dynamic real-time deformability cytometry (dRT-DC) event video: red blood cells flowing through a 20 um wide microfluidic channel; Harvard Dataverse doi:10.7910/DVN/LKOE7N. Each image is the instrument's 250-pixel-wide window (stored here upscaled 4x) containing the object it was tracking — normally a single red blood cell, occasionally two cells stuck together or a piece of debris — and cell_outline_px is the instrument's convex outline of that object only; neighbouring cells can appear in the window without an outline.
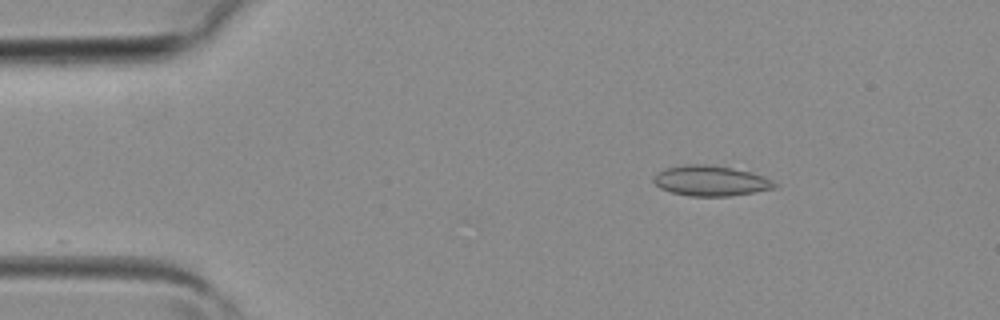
{"species": "common noctule bat (a hibernating species)", "species_latin": "Nyctalus noctula", "temperature_condition": "room temperature", "stored_images_in_passage": 4, "camera_frame_rate_fps": 3000, "um_per_image_px": 0.085, "animal": {"sex": "female", "body_mass_g": 19.3, "forearm_length_mm": 54.1}, "frame": {"image": 1, "passage_image": 2, "time_ms": 0.333, "image_size_px": [1000, 320], "cell_outline_px": [[776, 188], [756, 192], [728, 196], [688, 196], [672, 192], [660, 188], [652, 180], [652, 176], [664, 168], [684, 164], [708, 164], [732, 168], [752, 172], [764, 176], [772, 180], [776, 184]], "centroid_in_image_um": [60.39, 15.36], "position_along_channel_um": 24.6, "area_um2": 21.56}}
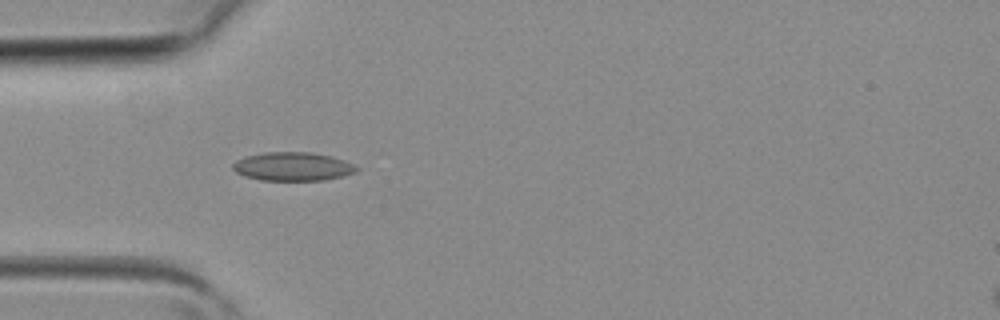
{"frame": {"image": 2, "passage_image": 3, "time_ms": 0.667, "image_size_px": [1000, 320], "cell_outline_px": [[360, 168], [356, 172], [344, 176], [324, 180], [260, 180], [244, 176], [236, 172], [232, 168], [232, 164], [236, 160], [244, 156], [264, 152], [312, 152], [332, 156], [344, 160]], "centroid_in_image_um": [24.88, 14.15], "position_along_channel_um": 60.1, "area_um2": 20.81}}
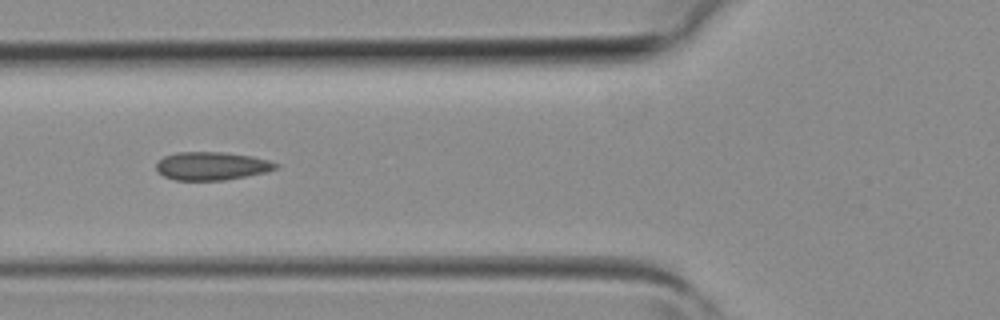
{"frame": {"image": 3, "passage_image": 4, "time_ms": 1.0, "image_size_px": [1000, 320], "cell_outline_px": [[280, 168], [264, 172], [224, 180], [176, 180], [164, 176], [156, 172], [156, 164], [164, 156], [176, 152], [224, 152], [252, 156], [268, 160], [280, 164]], "centroid_in_image_um": [17.99, 14.1], "position_along_channel_um": 107.8, "area_um2": 19.65}}